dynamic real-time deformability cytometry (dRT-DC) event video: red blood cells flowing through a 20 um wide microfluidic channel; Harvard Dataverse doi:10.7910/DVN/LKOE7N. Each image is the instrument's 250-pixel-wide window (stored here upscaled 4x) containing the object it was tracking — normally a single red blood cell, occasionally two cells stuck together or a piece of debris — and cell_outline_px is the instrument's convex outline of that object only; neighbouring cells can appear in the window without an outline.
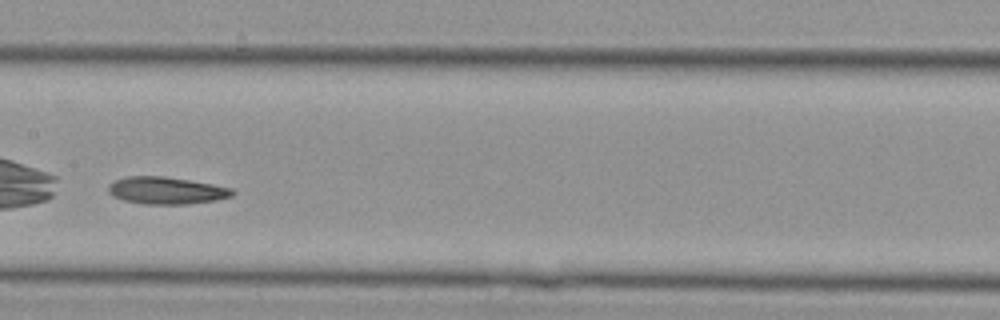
{"species": "Egyptian fruit bat (a non-hibernating species)", "species_latin": "Rousettus aegyptiacus", "temperature_condition": "cold", "stored_images_in_passage": 29, "camera_frame_rate_fps": 3000, "um_per_image_px": 0.085, "animal": {"sex": "female"}, "frame": {"image": 1, "passage_image": 13, "time_ms": 4.0, "image_size_px": [1000, 320], "cell_outline_px": [[236, 192], [232, 196], [216, 200], [188, 204], [144, 204], [124, 200], [112, 196], [108, 192], [108, 184], [116, 180], [128, 176], [164, 176], [212, 184], [232, 188]], "centroid_in_image_um": [14.14, 16.19], "position_along_channel_um": 193.3, "area_um2": 19.65}}